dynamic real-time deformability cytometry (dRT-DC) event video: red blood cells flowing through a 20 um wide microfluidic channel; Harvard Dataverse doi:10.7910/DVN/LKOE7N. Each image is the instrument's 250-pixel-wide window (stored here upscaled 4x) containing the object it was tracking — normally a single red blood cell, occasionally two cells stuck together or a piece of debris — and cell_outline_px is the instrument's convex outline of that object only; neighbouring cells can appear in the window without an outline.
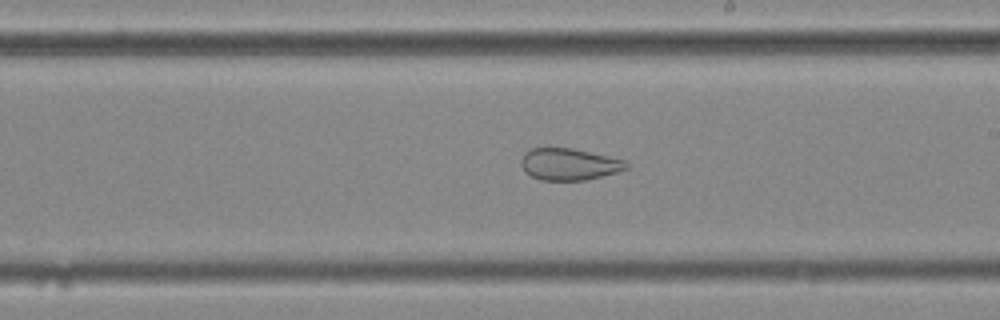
{"species": "common noctule bat (a hibernating species)", "species_latin": "Nyctalus noctula", "temperature_condition": "cold", "stored_images_in_passage": 55, "camera_frame_rate_fps": 3000, "um_per_image_px": 0.085, "animal": {"sex": "female", "body_mass_g": 25.1}, "frame": {"image": 1, "passage_image": 32, "time_ms": 10.333, "image_size_px": [1000, 320], "cell_outline_px": [[628, 168], [616, 172], [584, 180], [540, 180], [524, 172], [520, 164], [520, 160], [524, 152], [532, 148], [572, 148], [608, 156], [624, 160], [628, 164]], "centroid_in_image_um": [48.32, 13.95], "position_along_channel_um": 240.7, "area_um2": 19.42}}